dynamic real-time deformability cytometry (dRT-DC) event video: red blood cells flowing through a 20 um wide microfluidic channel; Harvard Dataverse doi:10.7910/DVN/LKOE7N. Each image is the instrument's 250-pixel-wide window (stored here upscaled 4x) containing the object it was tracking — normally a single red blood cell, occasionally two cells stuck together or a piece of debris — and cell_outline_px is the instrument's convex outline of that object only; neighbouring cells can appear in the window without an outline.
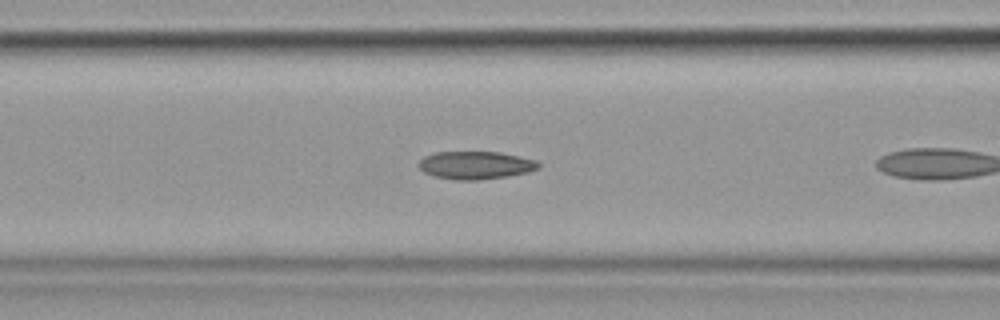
{"species": "common noctule bat (a hibernating species)", "species_latin": "Nyctalus noctula", "temperature_condition": "cold", "stored_images_in_passage": 25, "camera_frame_rate_fps": 3000, "um_per_image_px": 0.085, "animal": {"sex": "female", "body_mass_g": 19.9}, "frame": {"image": 1, "passage_image": 4, "time_ms": 1.0, "image_size_px": [1000, 320], "cell_outline_px": [[540, 168], [528, 172], [508, 176], [476, 180], [456, 180], [436, 176], [424, 172], [416, 164], [424, 156], [436, 152], [500, 152], [536, 160], [540, 164]], "centroid_in_image_um": [40.42, 14.04], "position_along_channel_um": 126.2, "area_um2": 19.42}}